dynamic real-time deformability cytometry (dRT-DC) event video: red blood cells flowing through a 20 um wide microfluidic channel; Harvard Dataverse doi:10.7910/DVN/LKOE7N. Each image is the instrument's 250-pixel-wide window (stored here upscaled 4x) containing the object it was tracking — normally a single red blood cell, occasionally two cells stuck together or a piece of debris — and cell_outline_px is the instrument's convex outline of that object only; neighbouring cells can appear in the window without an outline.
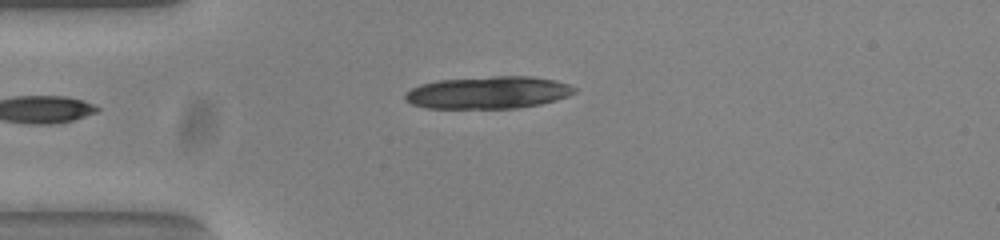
{"species": "common noctule bat (a hibernating species)", "species_latin": "Nyctalus noctula", "temperature_condition": "warm", "stored_images_in_passage": 37, "camera_frame_rate_fps": 3000, "um_per_image_px": 0.085, "animal": {"sex": "female", "body_mass_g": 23.0, "forearm_length_mm": 53.4}, "frame": {"image": 1, "passage_image": 1, "time_ms": 0.0, "image_size_px": [1000, 240], "cell_outline_px": [[576, 92], [568, 96], [556, 100], [540, 104], [516, 108], [424, 108], [412, 104], [404, 100], [404, 96], [412, 88], [424, 84], [440, 80], [492, 76], [532, 76], [556, 80], [568, 84], [576, 88]], "centroid_in_image_um": [41.53, 7.87], "position_along_channel_um": 43.5, "area_um2": 31.85}, "authors_computed_cell_mechanics": {"area_um2": 18.0914, "velocity_mm_per_s": 3.8388, "shape_relaxation_time_tau1_ms": 0.4383, "shape_relaxation_time_tau2_ms": 0.8033, "deformation_change_tau1": 0.2752, "deformation_change_tau2": 0.0758}}